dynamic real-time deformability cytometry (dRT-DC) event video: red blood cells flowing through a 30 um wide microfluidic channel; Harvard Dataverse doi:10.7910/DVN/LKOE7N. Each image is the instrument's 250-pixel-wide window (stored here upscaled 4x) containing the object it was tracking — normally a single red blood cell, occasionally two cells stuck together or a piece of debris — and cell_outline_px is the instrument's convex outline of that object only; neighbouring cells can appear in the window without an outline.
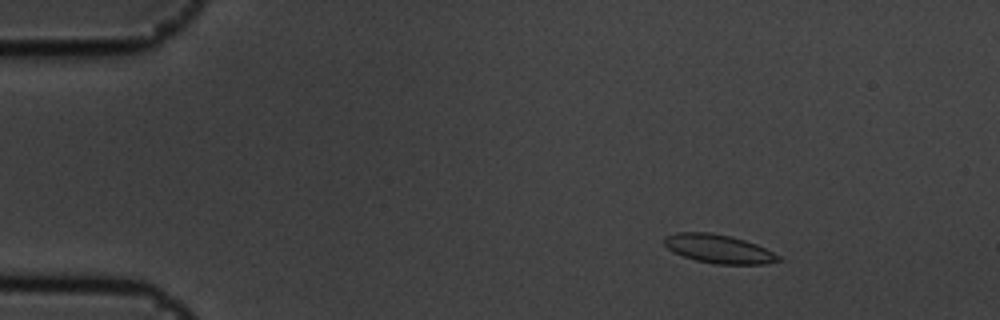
{"species": "common noctule bat (a hibernating species)", "species_latin": "Nyctalus noctula", "temperature_condition": "cold", "stored_images_in_passage": 7, "camera_frame_rate_fps": 3000, "um_per_image_px": 0.085, "animal": {"sex": "male", "body_mass_g": 19.5, "forearm_length_mm": 54.6}, "frame": {"image": 1, "passage_image": 3, "time_ms": 0.667, "image_size_px": [1000, 320], "cell_outline_px": [[784, 260], [764, 264], [716, 264], [696, 260], [672, 252], [664, 244], [664, 236], [676, 232], [712, 232], [732, 236], [756, 244], [780, 256]], "centroid_in_image_um": [61.07, 21.14], "position_along_channel_um": 23.9, "area_um2": 19.13}}
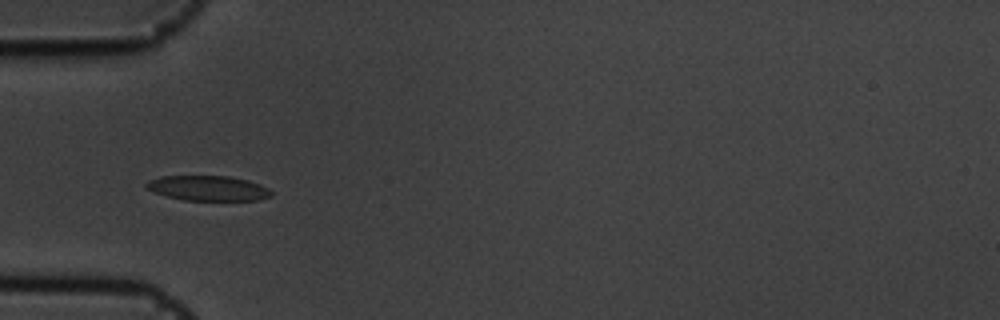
{"frame": {"image": 2, "passage_image": 6, "time_ms": 1.667, "image_size_px": [1000, 320], "cell_outline_px": [[272, 196], [256, 200], [184, 200], [168, 196], [144, 188], [144, 184], [148, 180], [160, 176], [228, 176], [248, 180], [260, 184], [268, 188], [272, 192]], "centroid_in_image_um": [17.67, 15.99], "position_along_channel_um": 67.3, "area_um2": 18.21}}
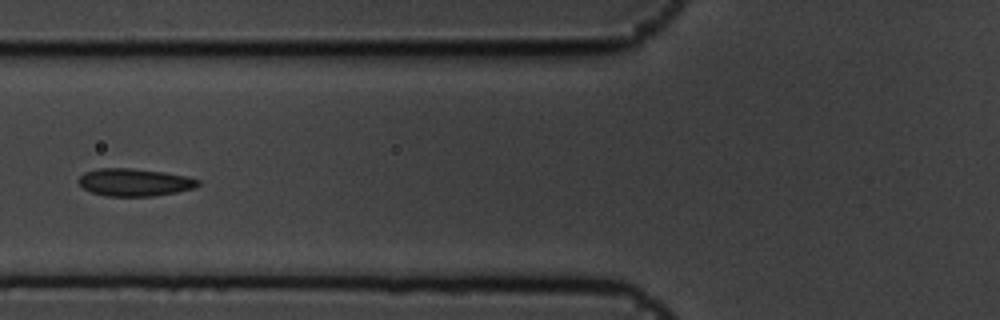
{"frame": {"image": 3, "passage_image": 7, "time_ms": 2.0, "image_size_px": [1000, 320], "cell_outline_px": [[200, 184], [192, 188], [176, 192], [152, 196], [108, 196], [92, 192], [84, 188], [76, 180], [84, 172], [100, 168], [132, 168], [164, 172], [188, 176], [200, 180]], "centroid_in_image_um": [11.43, 15.48], "position_along_channel_um": 114.4, "area_um2": 19.13}}